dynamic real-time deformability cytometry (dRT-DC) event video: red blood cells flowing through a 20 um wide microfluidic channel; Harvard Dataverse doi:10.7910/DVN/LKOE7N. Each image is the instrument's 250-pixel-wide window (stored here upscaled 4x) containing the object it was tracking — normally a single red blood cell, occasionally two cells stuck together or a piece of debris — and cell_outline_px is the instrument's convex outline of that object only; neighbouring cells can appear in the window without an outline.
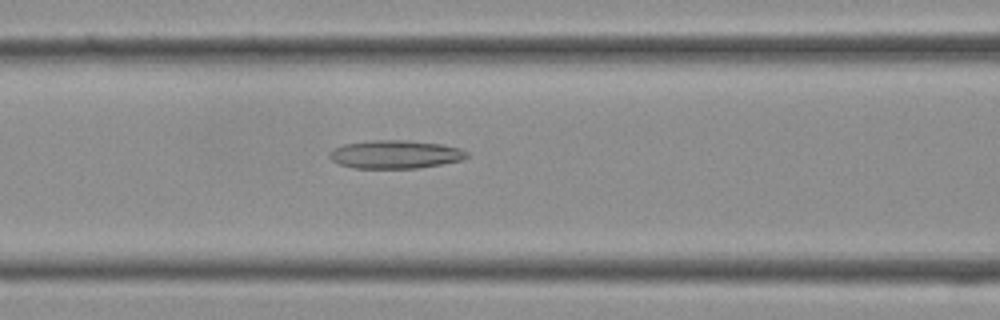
{"species": "Egyptian fruit bat (a non-hibernating species)", "species_latin": "Rousettus aegyptiacus", "temperature_condition": "cold", "stored_images_in_passage": 36, "camera_frame_rate_fps": 3000, "um_per_image_px": 0.085, "frame": {"image": 1, "passage_image": 15, "time_ms": 4.667, "image_size_px": [1000, 320], "cell_outline_px": [[468, 156], [464, 160], [416, 168], [352, 168], [340, 164], [332, 160], [328, 156], [328, 152], [332, 148], [344, 144], [372, 140], [404, 140], [440, 144], [460, 148], [468, 152]], "centroid_in_image_um": [33.57, 13.12], "position_along_channel_um": 133.0, "area_um2": 22.66}}
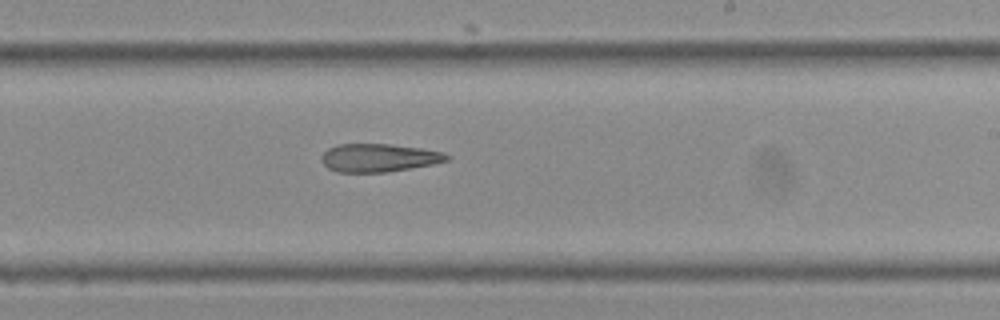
{"frame": {"image": 2, "passage_image": 22, "time_ms": 7.0, "image_size_px": [1000, 320], "cell_outline_px": [[452, 156], [448, 160], [432, 164], [388, 172], [336, 172], [328, 168], [320, 160], [320, 156], [328, 148], [336, 144], [388, 144], [420, 148], [444, 152]], "centroid_in_image_um": [32.18, 13.41], "position_along_channel_um": 256.8, "area_um2": 20.63}}
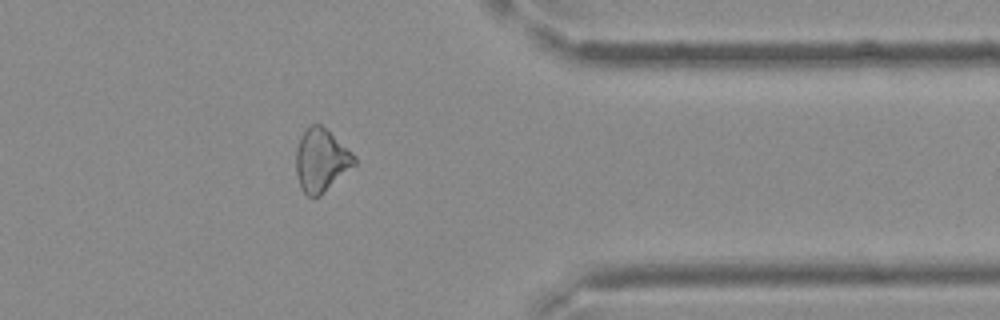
{"frame": {"image": 3, "passage_image": 30, "time_ms": 9.667, "image_size_px": [1000, 320], "cell_outline_px": [[356, 164], [320, 196], [308, 196], [300, 188], [296, 172], [296, 148], [300, 136], [312, 124], [320, 124], [352, 152], [356, 156]], "centroid_in_image_um": [27.29, 13.64], "position_along_channel_um": 384.1, "area_um2": 21.21}}